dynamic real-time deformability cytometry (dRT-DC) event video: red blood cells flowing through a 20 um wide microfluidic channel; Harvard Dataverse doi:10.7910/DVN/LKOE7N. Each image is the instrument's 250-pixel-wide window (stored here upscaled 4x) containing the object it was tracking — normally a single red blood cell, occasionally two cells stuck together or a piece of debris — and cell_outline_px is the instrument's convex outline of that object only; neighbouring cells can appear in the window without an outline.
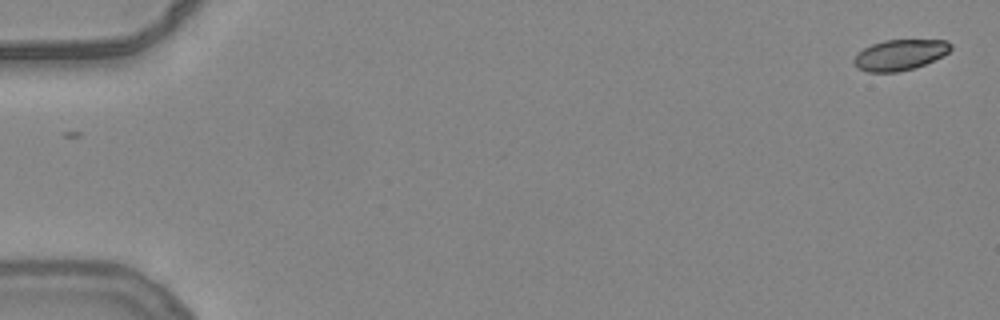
{"species": "common noctule bat (a hibernating species)", "species_latin": "Nyctalus noctula", "temperature_condition": "warm", "stored_images_in_passage": 6, "camera_frame_rate_fps": 3000, "um_per_image_px": 0.085, "animal": {"sex": "female", "body_mass_g": 24.6, "forearm_length_mm": 56.2}, "frame": {"image": 1, "passage_image": 1, "time_ms": 0.0, "image_size_px": [1000, 320], "cell_outline_px": [[952, 48], [948, 52], [924, 64], [912, 68], [896, 72], [868, 72], [856, 68], [852, 60], [856, 52], [872, 44], [884, 40], [948, 40], [952, 44]], "centroid_in_image_um": [76.43, 4.65], "position_along_channel_um": 8.6, "area_um2": 17.28}}